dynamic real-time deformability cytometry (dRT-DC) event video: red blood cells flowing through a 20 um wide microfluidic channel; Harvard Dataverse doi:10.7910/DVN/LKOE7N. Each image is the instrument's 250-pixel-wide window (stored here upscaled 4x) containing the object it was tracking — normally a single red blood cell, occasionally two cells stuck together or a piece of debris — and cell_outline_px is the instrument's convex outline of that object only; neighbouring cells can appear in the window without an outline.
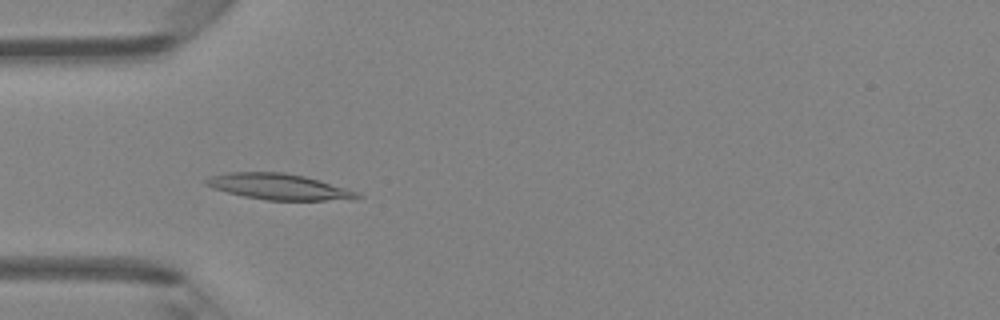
{"species": "Egyptian fruit bat (a non-hibernating species)", "species_latin": "Rousettus aegyptiacus", "temperature_condition": "room temperature", "stored_images_in_passage": 34, "camera_frame_rate_fps": 3000, "um_per_image_px": 0.085, "animal": {"sex": "female"}, "frame": {"image": 1, "passage_image": 2, "time_ms": 0.333, "image_size_px": [1000, 320], "cell_outline_px": [[364, 196], [356, 200], [268, 200], [244, 196], [212, 188], [204, 184], [204, 180], [208, 176], [228, 172], [284, 172], [304, 176], [320, 180], [356, 192]], "centroid_in_image_um": [23.69, 15.87], "position_along_channel_um": 61.3, "area_um2": 22.89}}
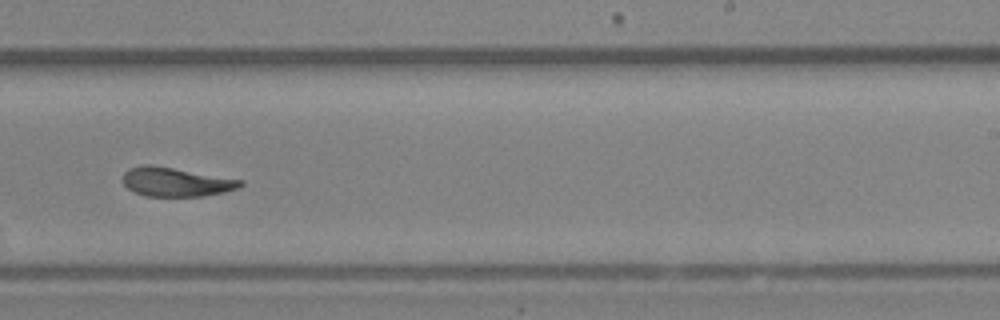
{"frame": {"image": 2, "passage_image": 17, "time_ms": 5.333, "image_size_px": [1000, 320], "cell_outline_px": [[244, 184], [240, 188], [224, 192], [200, 196], [144, 196], [132, 192], [120, 180], [124, 172], [128, 168], [144, 164], [148, 164], [244, 180]], "centroid_in_image_um": [14.91, 15.47], "position_along_channel_um": 274.1, "area_um2": 20.0}}
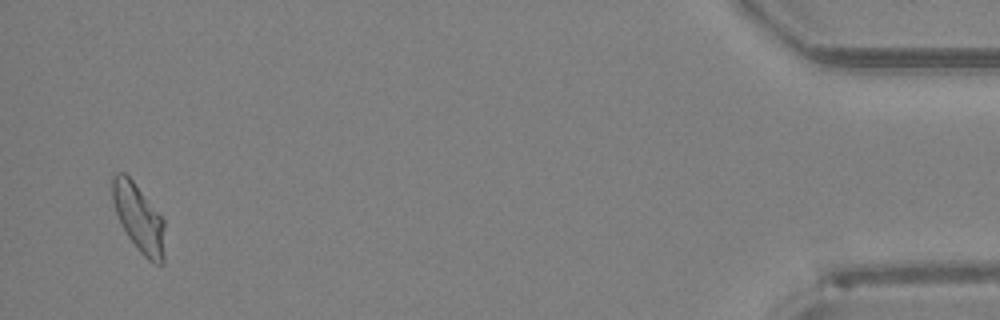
{"frame": {"image": 3, "passage_image": 33, "time_ms": 10.667, "image_size_px": [1000, 320], "cell_outline_px": [[164, 264], [156, 264], [148, 260], [140, 252], [128, 236], [116, 212], [112, 200], [112, 176], [116, 172], [124, 172], [132, 180], [164, 220]], "centroid_in_image_um": [11.8, 18.54], "position_along_channel_um": 423.4, "area_um2": 20.35}, "authors_computed_cell_mechanics": {"area_um2": 20.4323, "velocity_mm_per_s": 4.3165, "shape_relaxation_time_tau1_ms": null, "shape_relaxation_time_tau2_ms": 2.0866, "deformation_change_tau1": null, "deformation_change_tau2": 0.0961}}